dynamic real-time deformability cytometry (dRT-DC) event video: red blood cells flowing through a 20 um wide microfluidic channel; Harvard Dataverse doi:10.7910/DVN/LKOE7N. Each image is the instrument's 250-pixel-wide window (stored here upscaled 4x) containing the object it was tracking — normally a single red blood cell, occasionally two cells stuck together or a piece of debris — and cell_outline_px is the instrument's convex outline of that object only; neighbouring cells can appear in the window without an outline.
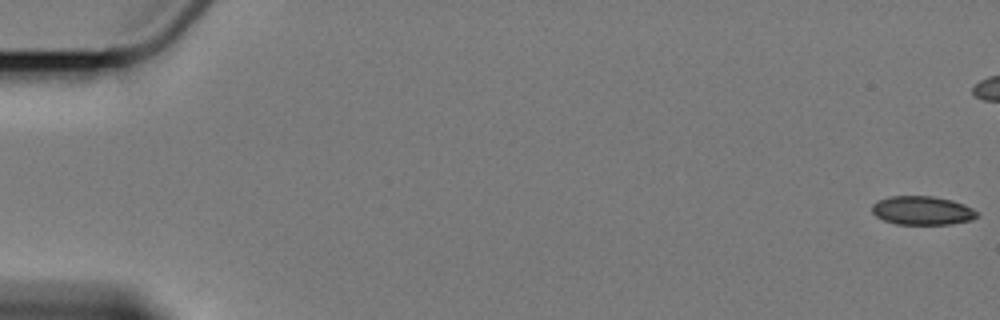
{"species": "Egyptian fruit bat (a non-hibernating species)", "species_latin": "Rousettus aegyptiacus", "temperature_condition": "cold", "stored_images_in_passage": 17, "camera_frame_rate_fps": 3000, "um_per_image_px": 0.085, "animal": {"sex": "female"}, "frame": {"image": 1, "passage_image": 1, "time_ms": 0.0, "image_size_px": [1000, 320], "cell_outline_px": [[980, 216], [972, 220], [948, 224], [896, 224], [884, 220], [876, 216], [872, 212], [872, 204], [876, 200], [888, 196], [932, 196], [952, 200], [964, 204], [972, 208]], "centroid_in_image_um": [78.38, 17.88], "position_along_channel_um": 6.6, "area_um2": 17.69}}
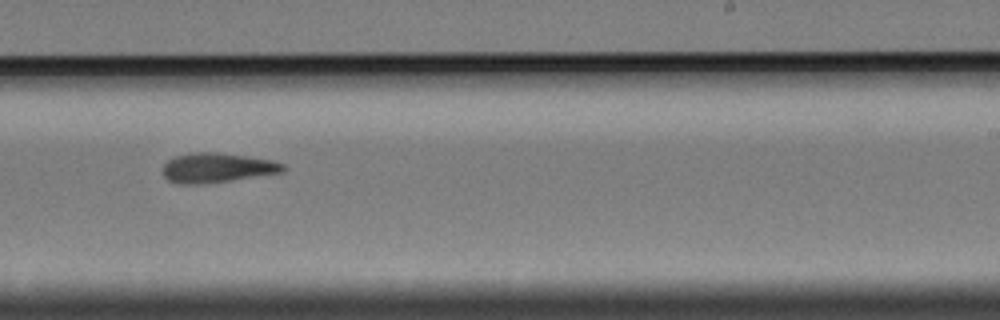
{"frame": {"image": 2, "passage_image": 12, "time_ms": 14.333, "image_size_px": [1000, 320], "cell_outline_px": [[288, 168], [284, 172], [228, 180], [196, 184], [180, 184], [168, 180], [164, 176], [164, 164], [172, 156], [192, 152], [216, 152], [248, 156], [272, 160], [284, 164]], "centroid_in_image_um": [18.46, 14.24], "position_along_channel_um": 270.5, "area_um2": 20.69}}
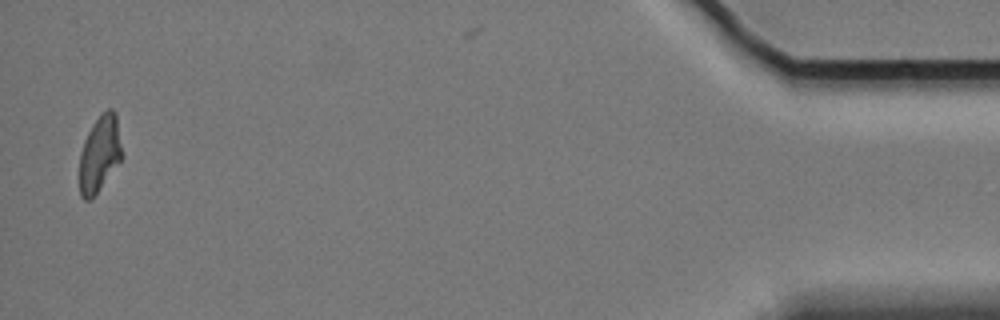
{"frame": {"image": 3, "passage_image": 17, "time_ms": 21.333, "image_size_px": [1000, 320], "cell_outline_px": [[120, 160], [92, 200], [84, 200], [80, 196], [80, 152], [84, 140], [92, 124], [108, 108], [112, 108], [116, 112], [120, 148]], "centroid_in_image_um": [8.43, 13.1], "position_along_channel_um": 426.8, "area_um2": 18.38}, "authors_computed_cell_mechanics": {"area_um2": 19.2474, "velocity_mm_per_s": 3.3731, "shape_relaxation_time_tau1_ms": null, "shape_relaxation_time_tau2_ms": 6.5397, "deformation_change_tau1": null, "deformation_change_tau2": 0.1556}}